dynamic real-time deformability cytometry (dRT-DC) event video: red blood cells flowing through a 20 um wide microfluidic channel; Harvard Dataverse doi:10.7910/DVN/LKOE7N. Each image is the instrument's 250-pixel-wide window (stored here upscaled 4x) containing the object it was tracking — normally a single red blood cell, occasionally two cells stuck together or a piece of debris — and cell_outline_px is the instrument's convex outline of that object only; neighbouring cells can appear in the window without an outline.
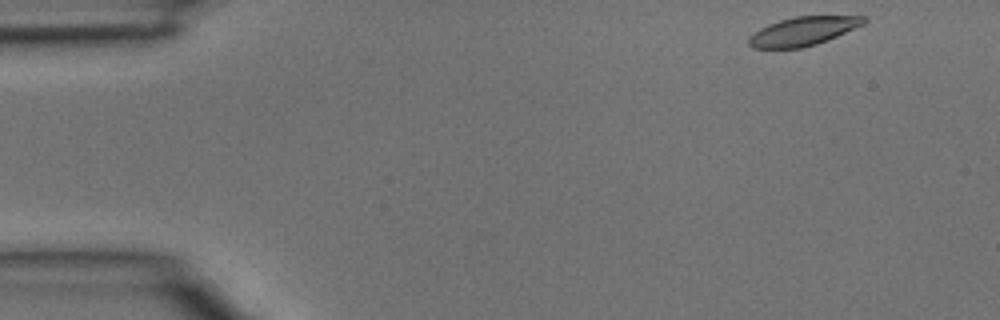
{"species": "common noctule bat (a hibernating species)", "species_latin": "Nyctalus noctula", "temperature_condition": "room temperature", "stored_images_in_passage": 4, "camera_frame_rate_fps": 3000, "um_per_image_px": 0.085, "animal": {"sex": "male", "body_mass_g": 15.6}, "frame": {"image": 1, "passage_image": 1, "time_ms": 0.0, "image_size_px": [1000, 320], "cell_outline_px": [[868, 20], [864, 24], [828, 40], [804, 48], [752, 48], [748, 44], [748, 40], [760, 28], [768, 24], [780, 20], [796, 16], [868, 16]], "centroid_in_image_um": [68.3, 2.65], "position_along_channel_um": 16.7, "area_um2": 19.19}}
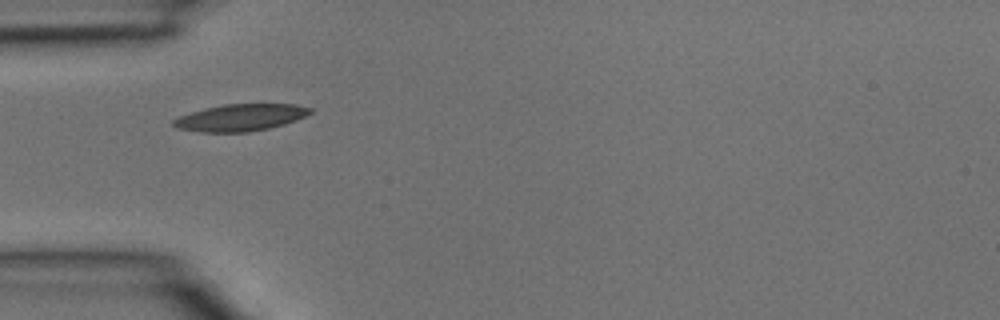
{"frame": {"image": 2, "passage_image": 3, "time_ms": 0.667, "image_size_px": [1000, 320], "cell_outline_px": [[312, 112], [296, 120], [284, 124], [268, 128], [248, 132], [200, 132], [176, 128], [172, 124], [172, 120], [180, 116], [192, 112], [224, 104], [296, 104], [312, 108]], "centroid_in_image_um": [20.44, 9.99], "position_along_channel_um": 64.6, "area_um2": 21.27}}